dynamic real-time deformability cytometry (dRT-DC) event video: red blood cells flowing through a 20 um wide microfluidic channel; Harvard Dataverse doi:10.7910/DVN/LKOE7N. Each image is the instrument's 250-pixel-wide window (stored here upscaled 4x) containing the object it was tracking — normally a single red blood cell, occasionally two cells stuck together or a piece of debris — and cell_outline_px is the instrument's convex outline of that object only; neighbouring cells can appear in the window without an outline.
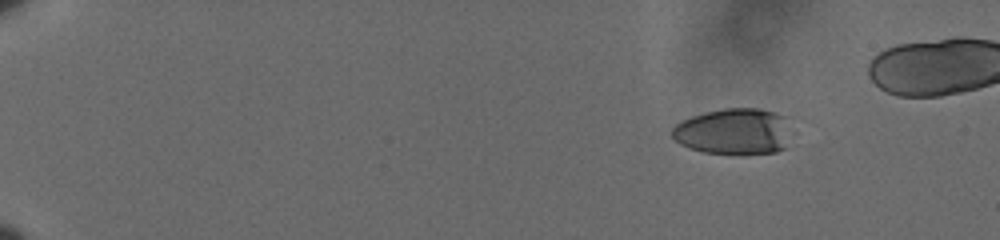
{"species": "human", "species_latin": "Homo sapiens", "temperature_condition": "cold", "stored_images_in_passage": 52, "camera_frame_rate_fps": 3000, "um_per_image_px": 0.085, "donor": {"sex": "male"}, "frame": {"image": 1, "passage_image": 1, "time_ms": 0.0, "image_size_px": [1000, 240], "cell_outline_px": [[784, 148], [776, 152], [740, 156], [704, 152], [688, 148], [680, 144], [672, 136], [672, 128], [676, 124], [692, 116], [724, 108], [760, 108], [784, 116]], "centroid_in_image_um": [62.27, 11.21], "position_along_channel_um": 22.7, "area_um2": 31.73}}
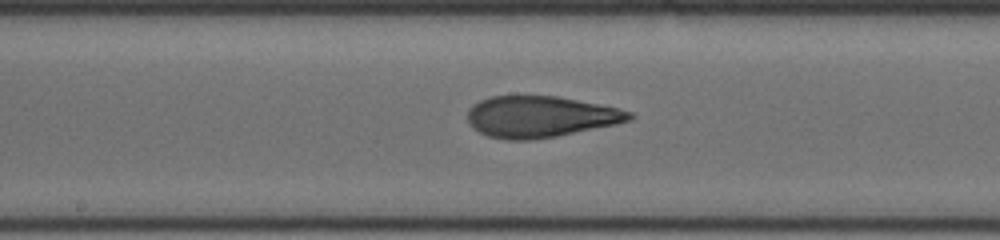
{"frame": {"image": 2, "passage_image": 28, "time_ms": 9.0, "image_size_px": [1000, 240], "cell_outline_px": [[636, 116], [632, 120], [616, 124], [556, 136], [532, 140], [508, 140], [488, 136], [472, 128], [468, 124], [468, 108], [472, 104], [488, 96], [556, 96], [616, 108], [632, 112]], "centroid_in_image_um": [45.89, 9.92], "position_along_channel_um": 202.3, "area_um2": 38.9}}
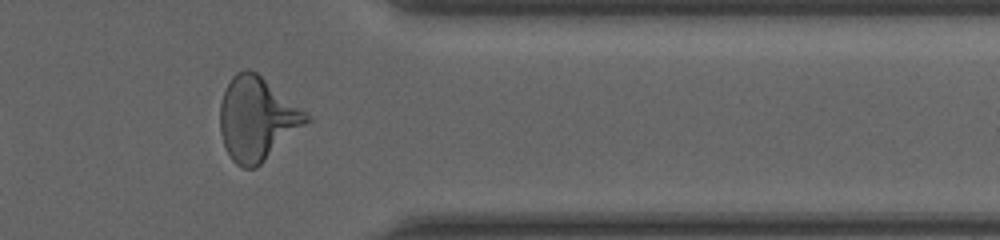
{"frame": {"image": 3, "passage_image": 44, "time_ms": 14.333, "image_size_px": [1000, 240], "cell_outline_px": [[312, 120], [256, 168], [244, 168], [236, 164], [232, 160], [224, 144], [220, 132], [220, 104], [224, 92], [232, 76], [236, 72], [248, 68], [256, 72], [312, 116]], "centroid_in_image_um": [21.86, 10.1], "position_along_channel_um": 389.5, "area_um2": 41.91}}